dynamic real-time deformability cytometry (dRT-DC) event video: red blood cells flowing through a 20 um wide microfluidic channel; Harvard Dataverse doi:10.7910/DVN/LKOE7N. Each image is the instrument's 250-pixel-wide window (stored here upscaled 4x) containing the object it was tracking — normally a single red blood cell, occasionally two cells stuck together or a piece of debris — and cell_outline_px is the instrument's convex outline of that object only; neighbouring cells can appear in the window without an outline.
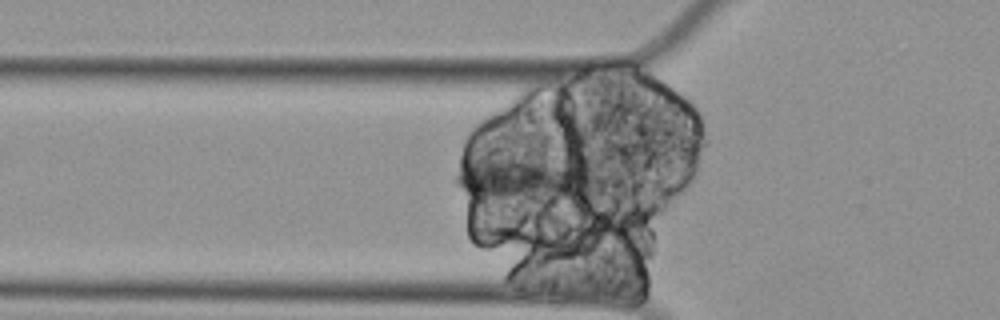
{"species": "Egyptian fruit bat (a non-hibernating species)", "species_latin": "Rousettus aegyptiacus", "temperature_condition": "cold", "stored_images_in_passage": 51, "segment_of_instrument_passage": [2, 3], "camera_frame_rate_fps": 3000, "um_per_image_px": 0.085, "animal": {"sex": "female"}, "frame": {"image": 1, "passage_image": 11, "time_ms": 3.333, "image_size_px": [1000, 320], "cell_outline_px": [[600, 180], [592, 188], [576, 196], [556, 204], [552, 204], [464, 192], [452, 180], [452, 176], [460, 156], [584, 156], [600, 176]], "centroid_in_image_um": [44.72, 15.05], "position_along_channel_um": 81.1, "area_um2": 41.1}}